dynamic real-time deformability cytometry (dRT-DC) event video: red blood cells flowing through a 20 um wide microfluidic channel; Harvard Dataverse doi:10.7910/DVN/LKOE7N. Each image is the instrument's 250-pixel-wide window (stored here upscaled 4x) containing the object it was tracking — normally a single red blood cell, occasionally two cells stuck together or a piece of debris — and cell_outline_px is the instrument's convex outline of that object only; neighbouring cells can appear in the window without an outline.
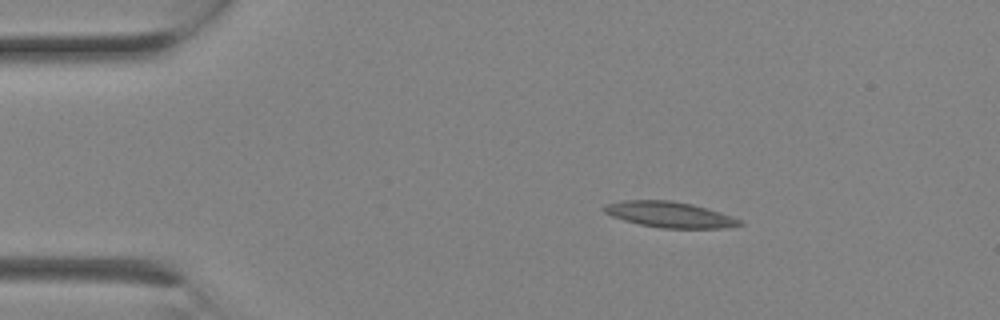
{"species": "Egyptian fruit bat (a non-hibernating species)", "species_latin": "Rousettus aegyptiacus", "temperature_condition": "room temperature", "stored_images_in_passage": 2, "camera_frame_rate_fps": 3000, "um_per_image_px": 0.085, "animal": {"sex": "female"}, "frame": {"image": 1, "passage_image": 1, "time_ms": 0.0, "image_size_px": [1000, 320], "cell_outline_px": [[744, 224], [728, 228], [660, 228], [640, 224], [624, 220], [612, 216], [604, 212], [600, 208], [604, 204], [624, 200], [672, 200], [692, 204], [720, 212], [732, 216], [740, 220]], "centroid_in_image_um": [56.9, 18.23], "position_along_channel_um": 28.1, "area_um2": 20.46}}
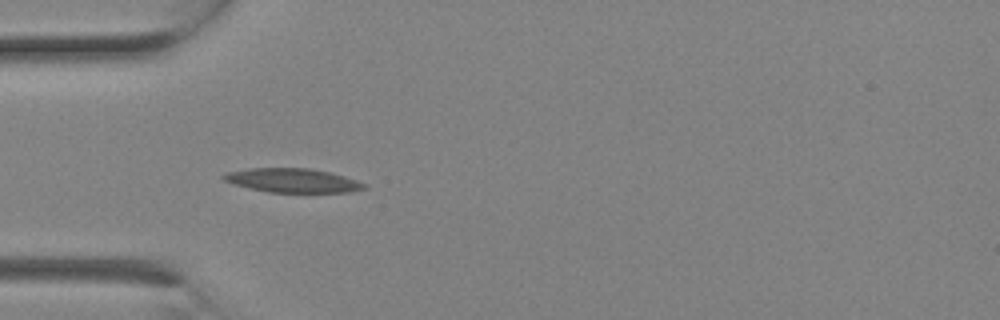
{"frame": {"image": 2, "passage_image": 2, "time_ms": 0.333, "image_size_px": [1000, 320], "cell_outline_px": [[368, 188], [348, 192], [268, 192], [236, 184], [224, 180], [220, 176], [228, 172], [248, 168], [308, 168], [328, 172], [344, 176], [368, 184]], "centroid_in_image_um": [24.91, 15.33], "position_along_channel_um": 60.1, "area_um2": 19.48}}